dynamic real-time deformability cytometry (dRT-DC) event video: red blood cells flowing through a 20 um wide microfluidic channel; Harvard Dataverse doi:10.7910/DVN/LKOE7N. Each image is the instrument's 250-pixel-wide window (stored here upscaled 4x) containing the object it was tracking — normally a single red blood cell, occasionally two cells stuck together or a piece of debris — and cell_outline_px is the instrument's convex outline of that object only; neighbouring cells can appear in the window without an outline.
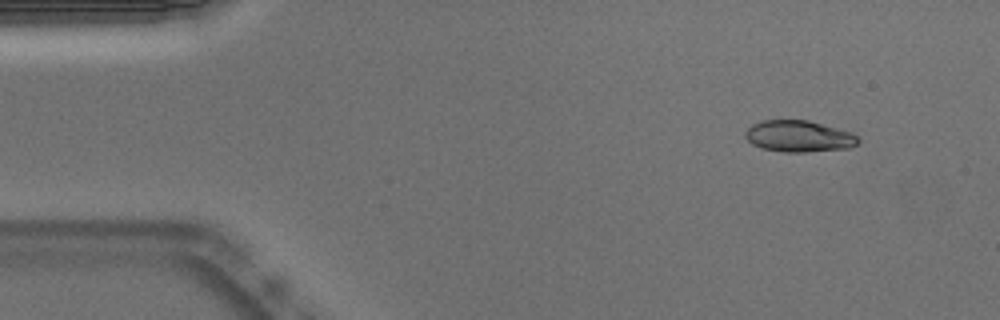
{"species": "Egyptian fruit bat (a non-hibernating species)", "species_latin": "Rousettus aegyptiacus", "temperature_condition": "warm", "stored_images_in_passage": 51, "camera_frame_rate_fps": 3000, "um_per_image_px": 0.085, "animal": {"sex": "male"}, "frame": {"image": 1, "passage_image": 4, "time_ms": 1.0, "image_size_px": [1000, 320], "cell_outline_px": [[860, 140], [856, 144], [848, 148], [804, 152], [784, 152], [760, 148], [752, 144], [744, 136], [744, 132], [752, 124], [764, 120], [808, 120], [852, 132], [860, 136]], "centroid_in_image_um": [67.9, 11.58], "position_along_channel_um": 17.1, "area_um2": 20.81}}
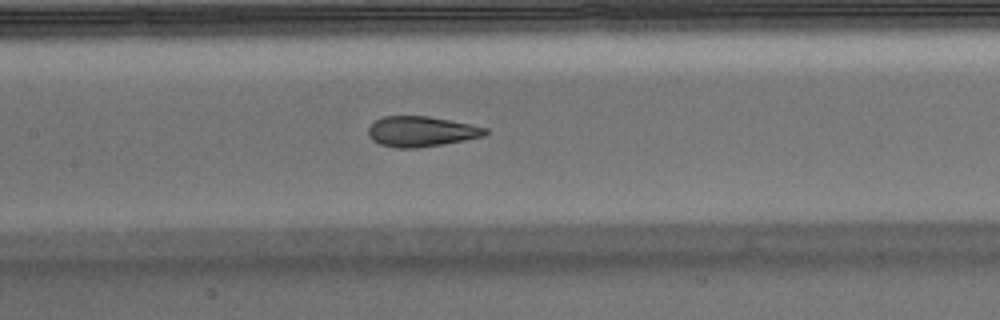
{"frame": {"image": 2, "passage_image": 23, "time_ms": 7.333, "image_size_px": [1000, 320], "cell_outline_px": [[488, 132], [484, 136], [444, 144], [416, 148], [396, 148], [380, 144], [372, 140], [368, 136], [368, 128], [376, 120], [384, 116], [428, 116], [472, 124], [488, 128]], "centroid_in_image_um": [35.81, 11.18], "position_along_channel_um": 171.6, "area_um2": 20.75}}
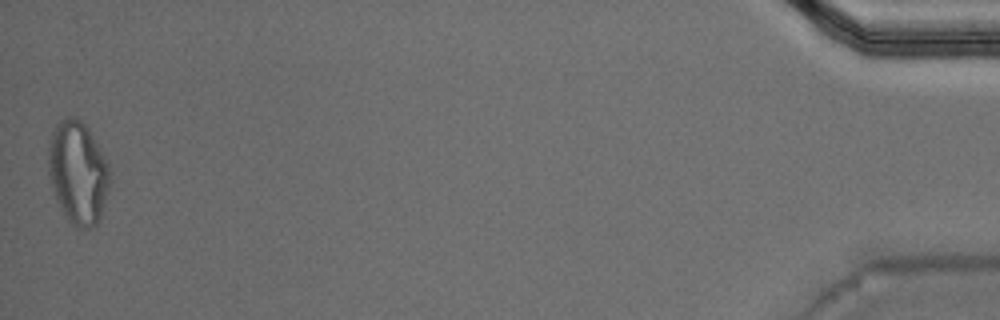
{"frame": {"image": 3, "passage_image": 51, "time_ms": 16.667, "image_size_px": [1000, 320], "cell_outline_px": [[112, 180], [100, 216], [96, 224], [88, 228], [80, 228], [72, 224], [68, 220], [60, 208], [48, 172], [48, 144], [52, 132], [56, 124], [60, 120], [68, 116], [72, 116], [80, 120], [88, 128], [104, 156], [112, 172]], "centroid_in_image_um": [6.64, 14.65], "position_along_channel_um": 428.6, "area_um2": 36.82}, "authors_computed_cell_mechanics": {"area_um2": 21.386, "velocity_mm_per_s": 3.7958, "shape_relaxation_time_tau1_ms": 8.9833, "shape_relaxation_time_tau2_ms": 1.0504, "deformation_change_tau1": 0.2557, "deformation_change_tau2": 0.0643}}